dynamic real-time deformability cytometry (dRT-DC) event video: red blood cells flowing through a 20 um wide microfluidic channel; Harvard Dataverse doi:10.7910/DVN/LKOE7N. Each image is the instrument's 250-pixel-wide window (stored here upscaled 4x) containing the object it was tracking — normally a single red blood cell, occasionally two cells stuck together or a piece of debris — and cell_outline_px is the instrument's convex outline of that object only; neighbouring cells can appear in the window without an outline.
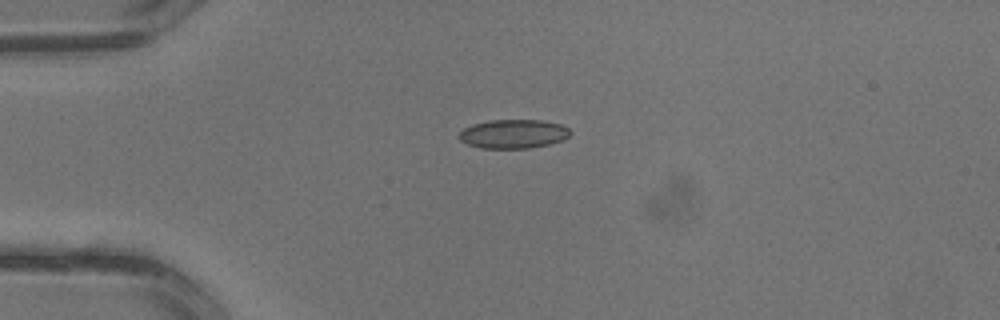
{"species": "common noctule bat (a hibernating species)", "species_latin": "Nyctalus noctula", "temperature_condition": "warm", "stored_images_in_passage": 3, "camera_frame_rate_fps": 3000, "um_per_image_px": 0.085, "animal": {"sex": "male", "body_mass_g": 13.3}, "frame": {"image": 1, "passage_image": 2, "time_ms": 0.333, "image_size_px": [1000, 320], "cell_outline_px": [[572, 132], [564, 140], [548, 144], [528, 148], [480, 148], [468, 144], [460, 140], [460, 132], [464, 128], [472, 124], [488, 120], [544, 120], [560, 124], [568, 128]], "centroid_in_image_um": [43.65, 11.37], "position_along_channel_um": 41.3, "area_um2": 18.73}}
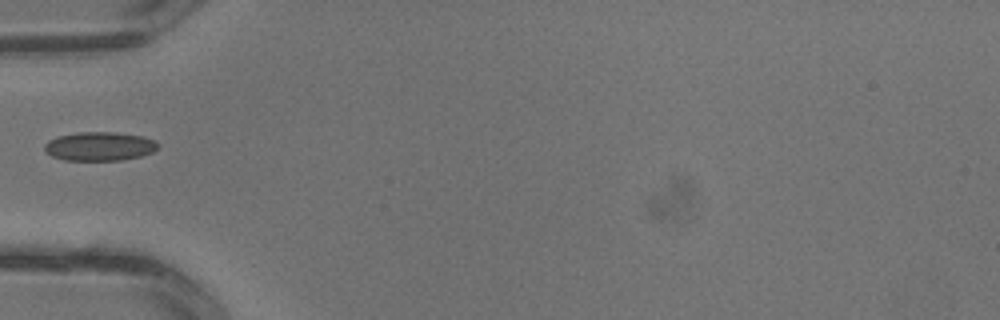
{"frame": {"image": 2, "passage_image": 3, "time_ms": 0.667, "image_size_px": [1000, 320], "cell_outline_px": [[160, 144], [152, 152], [140, 156], [120, 160], [64, 160], [52, 156], [44, 152], [44, 144], [48, 140], [56, 136], [80, 132], [116, 132], [144, 136], [156, 140]], "centroid_in_image_um": [8.44, 12.43], "position_along_channel_um": 76.6, "area_um2": 19.25}}